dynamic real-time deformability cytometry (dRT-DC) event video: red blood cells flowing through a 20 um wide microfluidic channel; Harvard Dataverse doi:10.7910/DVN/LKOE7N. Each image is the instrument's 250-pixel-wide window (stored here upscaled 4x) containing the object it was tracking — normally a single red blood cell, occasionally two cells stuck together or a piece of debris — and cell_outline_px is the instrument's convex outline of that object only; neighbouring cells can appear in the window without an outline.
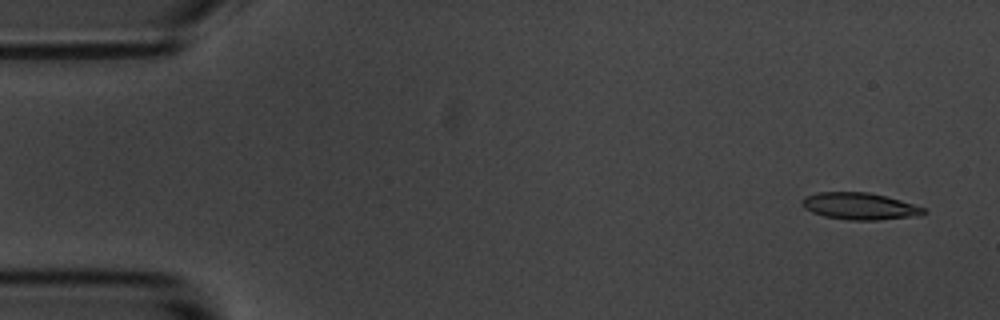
{"species": "common noctule bat (a hibernating species)", "species_latin": "Nyctalus noctula", "temperature_condition": "room temperature", "stored_images_in_passage": 5, "camera_frame_rate_fps": 3000, "um_per_image_px": 0.085, "animal": {"sex": "male", "body_mass_g": 20.1, "forearm_length_mm": 53.5}, "frame": {"image": 1, "passage_image": 1, "time_ms": 0.0, "image_size_px": [1000, 320], "cell_outline_px": [[928, 212], [920, 216], [880, 220], [848, 220], [824, 216], [812, 212], [804, 208], [800, 204], [800, 200], [804, 196], [816, 192], [868, 192], [900, 200], [924, 208]], "centroid_in_image_um": [73.04, 17.53], "position_along_channel_um": 12.0, "area_um2": 19.25}}
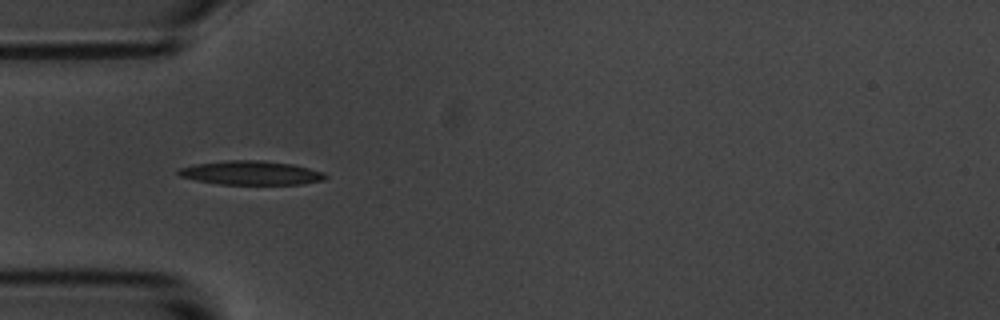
{"frame": {"image": 2, "passage_image": 4, "time_ms": 4.667, "image_size_px": [1000, 320], "cell_outline_px": [[328, 176], [324, 180], [300, 184], [220, 184], [196, 180], [180, 176], [176, 172], [176, 168], [196, 164], [228, 160], [264, 160], [292, 164], [324, 172]], "centroid_in_image_um": [21.32, 14.69], "position_along_channel_um": 63.7, "area_um2": 20.52}}